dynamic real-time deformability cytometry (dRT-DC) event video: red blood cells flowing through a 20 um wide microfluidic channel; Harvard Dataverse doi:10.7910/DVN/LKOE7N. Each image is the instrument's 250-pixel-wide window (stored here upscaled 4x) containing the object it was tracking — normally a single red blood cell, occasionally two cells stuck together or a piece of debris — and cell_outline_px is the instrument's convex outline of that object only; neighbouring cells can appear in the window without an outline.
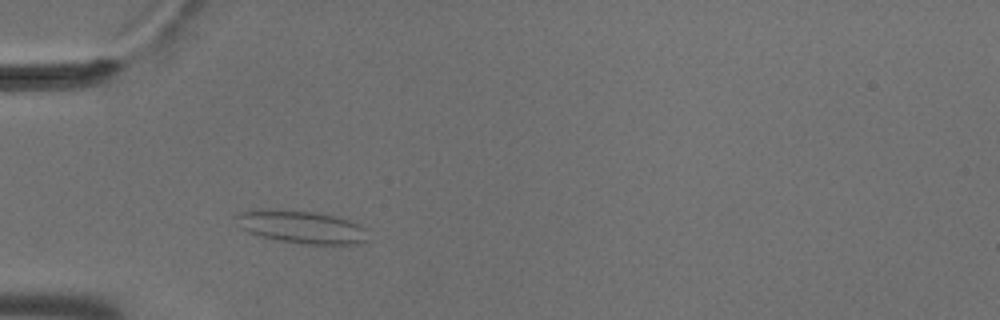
{"species": "common noctule bat (a hibernating species)", "species_latin": "Nyctalus noctula", "temperature_condition": "cold", "stored_images_in_passage": 48, "camera_frame_rate_fps": 3000, "um_per_image_px": 0.085, "animal": {"sex": "male", "body_mass_g": 18.8}, "frame": {"image": 1, "passage_image": 10, "time_ms": 3.0, "image_size_px": [1000, 320], "cell_outline_px": [[368, 240], [356, 244], [308, 244], [280, 240], [260, 236], [248, 232], [240, 228], [236, 216], [240, 212], [260, 208], [316, 212], [336, 216], [348, 220], [364, 228]], "centroid_in_image_um": [25.59, 19.28], "position_along_channel_um": 59.4, "area_um2": 24.97}}
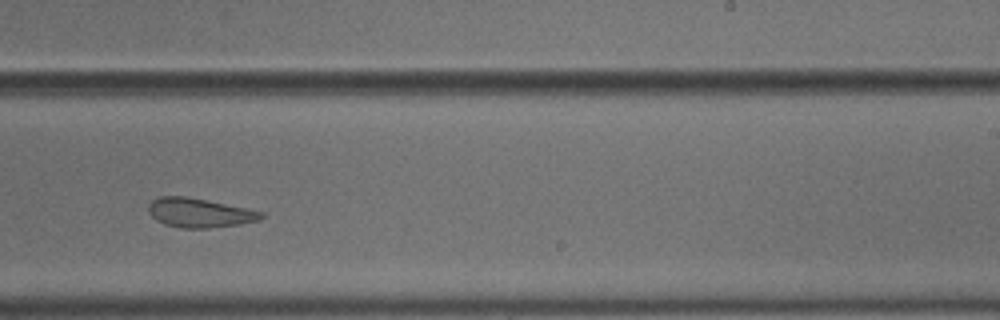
{"frame": {"image": 2, "passage_image": 28, "time_ms": 9.0, "image_size_px": [1000, 320], "cell_outline_px": [[264, 216], [260, 220], [240, 224], [208, 228], [180, 228], [164, 224], [156, 220], [148, 212], [148, 204], [152, 200], [160, 196], [184, 196], [264, 212]], "centroid_in_image_um": [16.92, 18.1], "position_along_channel_um": 272.1, "area_um2": 19.02}}
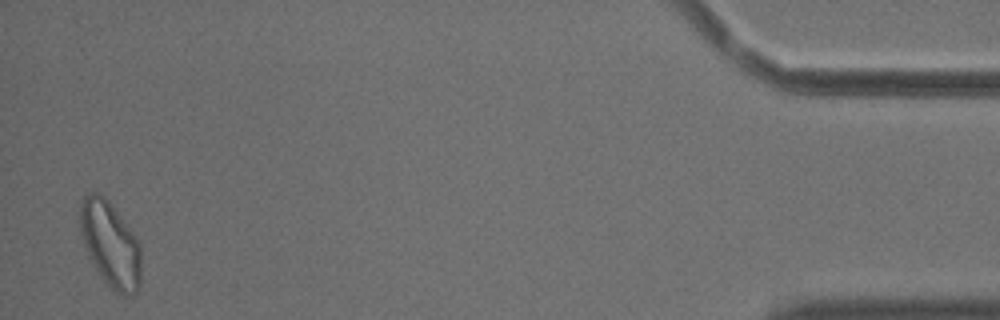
{"frame": {"image": 3, "passage_image": 47, "time_ms": 15.333, "image_size_px": [1000, 320], "cell_outline_px": [[140, 284], [136, 292], [132, 296], [124, 296], [116, 292], [96, 272], [84, 248], [80, 232], [80, 200], [88, 192], [96, 192], [104, 196], [108, 200], [136, 236], [140, 244]], "centroid_in_image_um": [9.36, 20.76], "position_along_channel_um": 425.8, "area_um2": 30.75}, "authors_computed_cell_mechanics": {"area_um2": 22.1952, "velocity_mm_per_s": 3.6468, "shape_relaxation_time_tau1_ms": null, "shape_relaxation_time_tau2_ms": 1.7685, "deformation_change_tau1": null, "deformation_change_tau2": 0.0916}}